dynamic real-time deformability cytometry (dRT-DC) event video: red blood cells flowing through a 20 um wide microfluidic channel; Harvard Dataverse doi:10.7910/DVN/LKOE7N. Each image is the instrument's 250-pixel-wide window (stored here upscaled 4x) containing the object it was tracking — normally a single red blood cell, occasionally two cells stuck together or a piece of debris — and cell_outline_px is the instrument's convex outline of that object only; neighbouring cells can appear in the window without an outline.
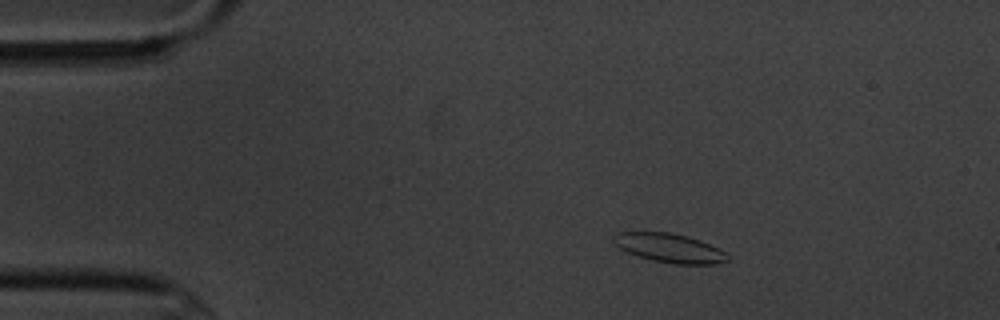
{"species": "common noctule bat (a hibernating species)", "species_latin": "Nyctalus noctula", "temperature_condition": "cold", "stored_images_in_passage": 5, "camera_frame_rate_fps": 3000, "um_per_image_px": 0.085, "animal": {"sex": "male", "body_mass_g": 20.1, "forearm_length_mm": 53.5}, "frame": {"image": 1, "passage_image": 3, "time_ms": 2.333, "image_size_px": [1000, 320], "cell_outline_px": [[732, 260], [716, 264], [672, 264], [652, 260], [636, 256], [620, 248], [612, 240], [612, 236], [616, 232], [672, 232], [688, 236], [700, 240], [720, 248], [728, 252], [732, 256]], "centroid_in_image_um": [56.99, 21.09], "position_along_channel_um": 28.0, "area_um2": 19.77}}